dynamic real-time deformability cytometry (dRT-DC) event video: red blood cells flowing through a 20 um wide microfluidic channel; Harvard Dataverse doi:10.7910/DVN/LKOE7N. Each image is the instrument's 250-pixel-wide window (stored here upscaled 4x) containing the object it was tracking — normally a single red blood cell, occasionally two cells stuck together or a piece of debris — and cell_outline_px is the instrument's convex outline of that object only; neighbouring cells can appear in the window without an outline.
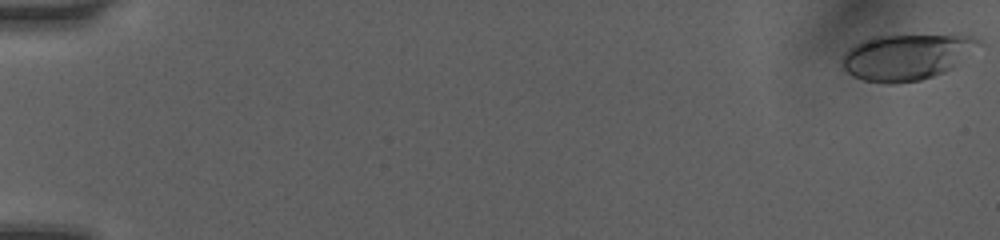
{"species": "human", "species_latin": "Homo sapiens", "temperature_condition": "room temperature", "stored_images_in_passage": 44, "camera_frame_rate_fps": 3000, "um_per_image_px": 0.085, "donor": {"sex": "female"}, "frame": {"image": 1, "passage_image": 1, "time_ms": 0.0, "image_size_px": [1000, 240], "cell_outline_px": [[984, 44], [952, 68], [944, 72], [920, 80], [896, 84], [888, 84], [864, 80], [852, 76], [840, 68], [840, 64], [848, 48], [872, 36], [980, 36]], "centroid_in_image_um": [77.07, 4.85], "position_along_channel_um": 7.9, "area_um2": 36.7}}
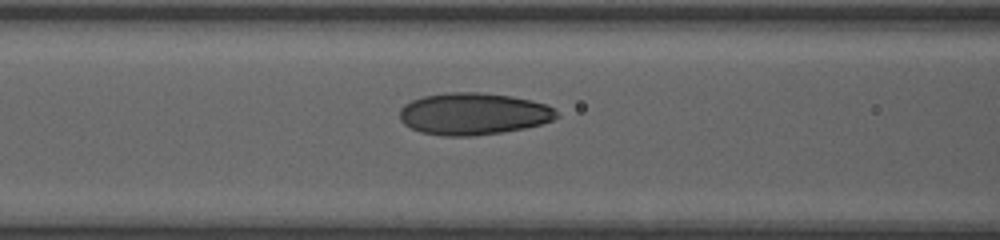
{"frame": {"image": 2, "passage_image": 20, "time_ms": 7.333, "image_size_px": [1000, 240], "cell_outline_px": [[560, 116], [552, 120], [540, 124], [524, 128], [500, 132], [472, 136], [444, 136], [420, 132], [404, 124], [400, 120], [400, 108], [404, 104], [412, 100], [424, 96], [448, 92], [480, 92], [512, 96], [532, 100], [556, 108]], "centroid_in_image_um": [40.24, 9.67], "position_along_channel_um": 126.4, "area_um2": 38.49}}
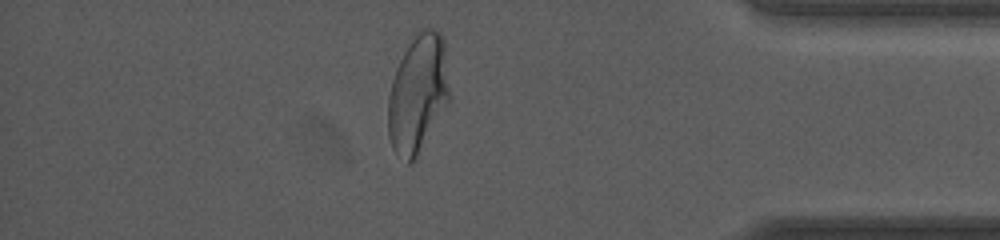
{"frame": {"image": 3, "passage_image": 39, "time_ms": 14.667, "image_size_px": [1000, 240], "cell_outline_px": [[452, 100], [416, 160], [408, 164], [396, 156], [392, 148], [388, 136], [388, 96], [392, 80], [396, 68], [404, 52], [416, 32], [420, 28], [436, 28], [444, 36], [452, 96]], "centroid_in_image_um": [35.57, 7.99], "position_along_channel_um": 399.6, "area_um2": 43.99}, "authors_computed_cell_mechanics": {"area_um2": 37.1943, "velocity_mm_per_s": 4.1022, "shape_relaxation_time_tau1_ms": 4.9695, "shape_relaxation_time_tau2_ms": 0.9067, "deformation_change_tau1": 0.1734, "deformation_change_tau2": 0.0627}}